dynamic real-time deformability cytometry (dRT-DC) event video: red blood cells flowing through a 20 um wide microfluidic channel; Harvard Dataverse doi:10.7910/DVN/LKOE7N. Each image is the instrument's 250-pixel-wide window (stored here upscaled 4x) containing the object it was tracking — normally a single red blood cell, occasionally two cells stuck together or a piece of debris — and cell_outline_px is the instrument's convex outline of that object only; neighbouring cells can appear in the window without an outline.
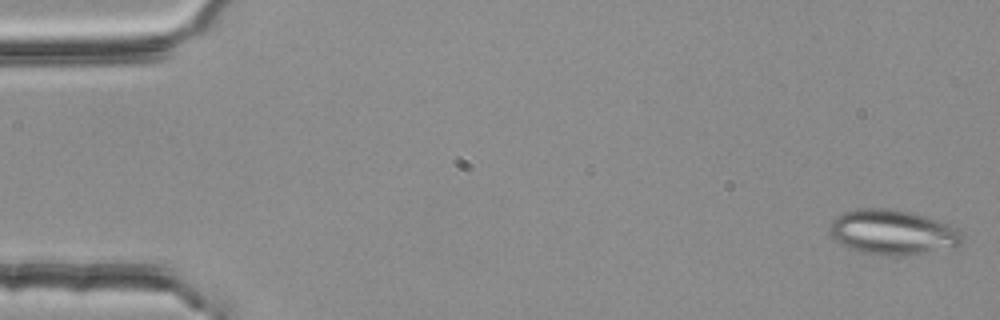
{"species": "common noctule bat (a hibernating species)", "species_latin": "Nyctalus noctula", "temperature_condition": "room temperature", "stored_images_in_passage": 53, "segment_of_instrument_passage": [1, 2], "camera_frame_rate_fps": 3000, "um_per_image_px": 0.085, "animal": {"sex": "female", "body_mass_g": 25.1}, "frame": {"image": 1, "passage_image": 1, "time_ms": 0.0, "image_size_px": [1000, 320], "cell_outline_px": [[964, 244], [904, 256], [884, 256], [864, 252], [840, 244], [828, 232], [828, 228], [832, 220], [836, 216], [844, 212], [856, 208], [892, 208], [916, 212], [952, 224], [964, 236]], "centroid_in_image_um": [75.89, 19.71], "position_along_channel_um": 9.1, "area_um2": 35.2}}